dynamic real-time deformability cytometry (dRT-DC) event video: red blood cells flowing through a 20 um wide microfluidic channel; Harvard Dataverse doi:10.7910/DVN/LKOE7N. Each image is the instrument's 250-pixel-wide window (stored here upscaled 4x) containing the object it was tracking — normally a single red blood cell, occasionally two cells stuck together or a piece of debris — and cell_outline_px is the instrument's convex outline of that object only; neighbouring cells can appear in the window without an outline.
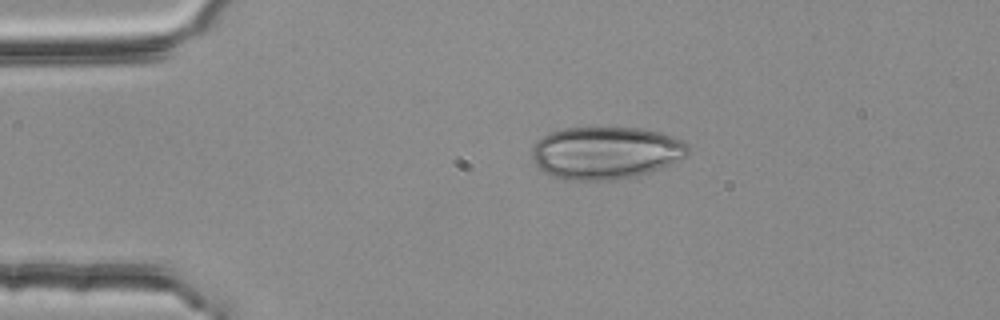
{"species": "common noctule bat (a hibernating species)", "species_latin": "Nyctalus noctula", "temperature_condition": "room temperature", "stored_images_in_passage": 2, "camera_frame_rate_fps": 3000, "um_per_image_px": 0.085, "animal": {"sex": "female", "body_mass_g": 25.1}, "frame": {"image": 1, "passage_image": 1, "time_ms": 0.0, "image_size_px": [1000, 320], "cell_outline_px": [[688, 152], [684, 156], [660, 168], [648, 172], [616, 180], [568, 180], [552, 176], [544, 172], [532, 160], [532, 144], [536, 140], [548, 132], [564, 128], [640, 128], [656, 132], [680, 140], [688, 144]], "centroid_in_image_um": [51.39, 12.99], "position_along_channel_um": 33.6, "area_um2": 47.4}}